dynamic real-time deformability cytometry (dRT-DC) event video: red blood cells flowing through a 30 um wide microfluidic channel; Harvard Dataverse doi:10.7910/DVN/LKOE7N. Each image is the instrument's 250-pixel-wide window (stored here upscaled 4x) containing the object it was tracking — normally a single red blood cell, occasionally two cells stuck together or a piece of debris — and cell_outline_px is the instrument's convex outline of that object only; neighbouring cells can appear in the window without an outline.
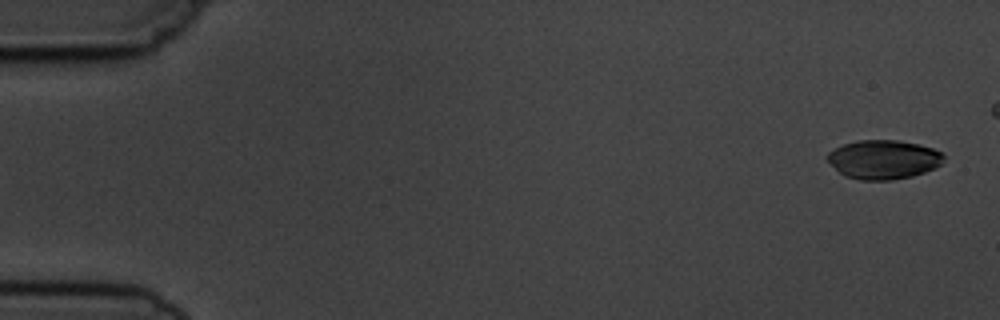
{"species": "common noctule bat (a hibernating species)", "species_latin": "Nyctalus noctula", "temperature_condition": "cold", "stored_images_in_passage": 6, "segment_of_instrument_passage": [2, 2], "camera_frame_rate_fps": 3000, "um_per_image_px": 0.085, "animal": {"sex": "male", "body_mass_g": 19.5, "forearm_length_mm": 54.6}, "frame": {"image": 1, "passage_image": 6, "time_ms": 5.667, "image_size_px": [1000, 320], "cell_outline_px": [[944, 156], [940, 164], [936, 168], [912, 176], [892, 180], [860, 180], [844, 176], [828, 160], [828, 152], [844, 144], [860, 140], [896, 140], [920, 144], [932, 148], [940, 152]], "centroid_in_image_um": [75.11, 13.56], "position_along_channel_um": 9.9, "area_um2": 26.24}}